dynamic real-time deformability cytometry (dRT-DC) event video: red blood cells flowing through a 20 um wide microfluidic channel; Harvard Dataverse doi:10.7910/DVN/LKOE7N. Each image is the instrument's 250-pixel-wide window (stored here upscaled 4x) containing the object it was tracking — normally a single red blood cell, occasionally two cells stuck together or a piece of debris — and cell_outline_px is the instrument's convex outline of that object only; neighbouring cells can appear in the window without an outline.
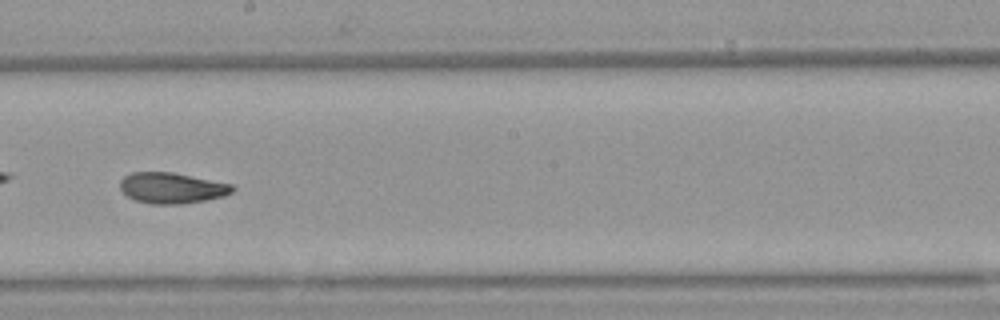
{"species": "Egyptian fruit bat (a non-hibernating species)", "species_latin": "Rousettus aegyptiacus", "temperature_condition": "warm", "stored_images_in_passage": 53, "camera_frame_rate_fps": 3000, "um_per_image_px": 0.085, "animal": {"sex": "female"}, "frame": {"image": 1, "passage_image": 31, "time_ms": 10.0, "image_size_px": [1000, 320], "cell_outline_px": [[236, 188], [232, 192], [224, 196], [184, 204], [152, 204], [136, 200], [128, 196], [120, 188], [120, 180], [124, 176], [132, 172], [172, 172], [232, 184]], "centroid_in_image_um": [14.61, 15.97], "position_along_channel_um": 233.6, "area_um2": 20.11}, "authors_computed_cell_mechanics": {"area_um2": 20.4612, "velocity_mm_per_s": 3.9275, "shape_relaxation_time_tau1_ms": 11.3273, "shape_relaxation_time_tau2_ms": 4.4667, "deformation_change_tau1": 0.2403, "deformation_change_tau2": 0.1084}}